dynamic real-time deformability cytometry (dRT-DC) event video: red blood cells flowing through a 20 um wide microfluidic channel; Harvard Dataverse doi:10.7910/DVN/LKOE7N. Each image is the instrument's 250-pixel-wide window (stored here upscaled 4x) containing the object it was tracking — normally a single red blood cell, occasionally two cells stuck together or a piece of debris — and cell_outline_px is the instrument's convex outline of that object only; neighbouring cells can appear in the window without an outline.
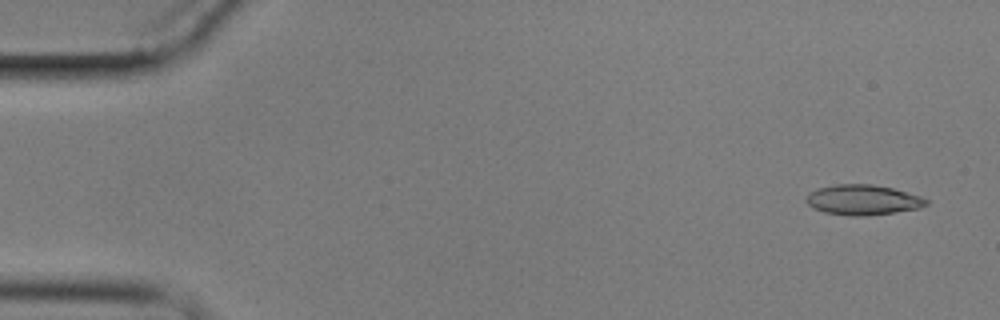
{"species": "common noctule bat (a hibernating species)", "species_latin": "Nyctalus noctula", "temperature_condition": "cold", "stored_images_in_passage": 5, "camera_frame_rate_fps": 3000, "um_per_image_px": 0.085, "animal": {"sex": "male", "body_mass_g": 17.9}, "frame": {"image": 1, "passage_image": 1, "time_ms": 0.0, "image_size_px": [1000, 320], "cell_outline_px": [[928, 204], [920, 208], [896, 212], [868, 216], [848, 216], [824, 212], [812, 208], [804, 200], [808, 192], [816, 188], [836, 184], [872, 184], [892, 188], [920, 196], [928, 200]], "centroid_in_image_um": [73.3, 16.99], "position_along_channel_um": 11.7, "area_um2": 21.39}}
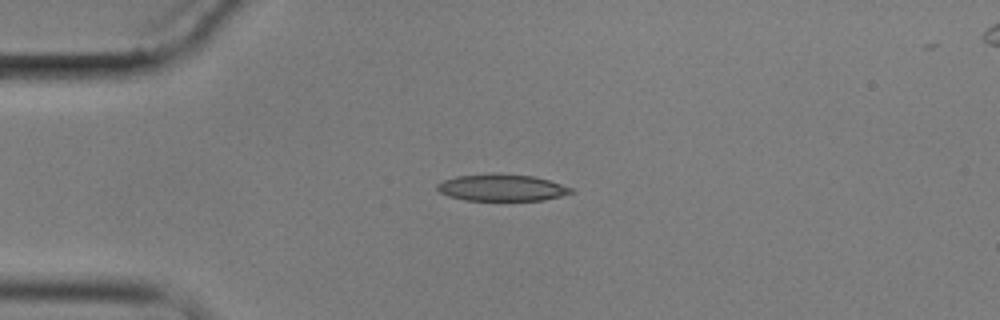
{"frame": {"image": 2, "passage_image": 4, "time_ms": 3.667, "image_size_px": [1000, 320], "cell_outline_px": [[576, 192], [544, 200], [464, 200], [448, 196], [440, 192], [436, 188], [436, 184], [444, 180], [456, 176], [496, 172], [532, 176], [548, 180], [572, 188]], "centroid_in_image_um": [42.63, 15.94], "position_along_channel_um": 42.4, "area_um2": 21.04}}